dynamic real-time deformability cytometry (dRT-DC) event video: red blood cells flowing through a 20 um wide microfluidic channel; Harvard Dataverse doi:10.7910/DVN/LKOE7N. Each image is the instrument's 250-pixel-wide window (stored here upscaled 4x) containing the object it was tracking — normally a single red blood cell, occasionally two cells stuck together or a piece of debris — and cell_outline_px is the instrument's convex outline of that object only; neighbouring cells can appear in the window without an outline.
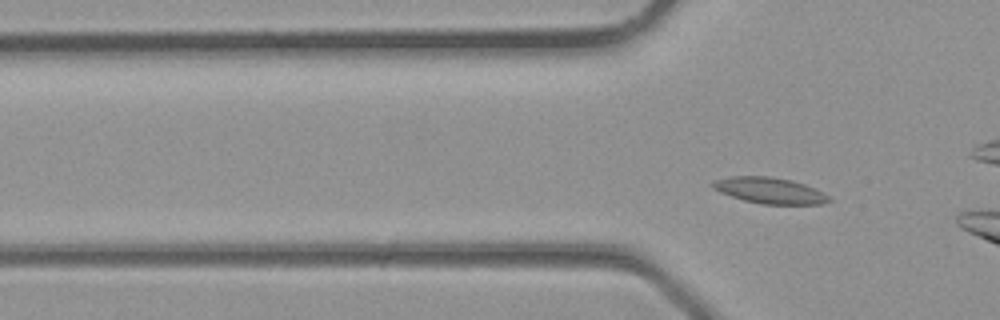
{"species": "common noctule bat (a hibernating species)", "species_latin": "Nyctalus noctula", "temperature_condition": "room temperature", "stored_images_in_passage": 3, "camera_frame_rate_fps": 3000, "um_per_image_px": 0.085, "animal": {"sex": "male", "body_mass_g": 23.1, "forearm_length_mm": 52.7}, "frame": {"image": 1, "passage_image": 3, "time_ms": 0.667, "image_size_px": [1000, 320], "cell_outline_px": [[832, 200], [824, 204], [764, 204], [744, 200], [720, 192], [712, 188], [712, 184], [716, 180], [732, 176], [768, 176], [792, 180], [816, 188], [824, 192]], "centroid_in_image_um": [65.47, 16.19], "position_along_channel_um": 60.3, "area_um2": 17.57}}